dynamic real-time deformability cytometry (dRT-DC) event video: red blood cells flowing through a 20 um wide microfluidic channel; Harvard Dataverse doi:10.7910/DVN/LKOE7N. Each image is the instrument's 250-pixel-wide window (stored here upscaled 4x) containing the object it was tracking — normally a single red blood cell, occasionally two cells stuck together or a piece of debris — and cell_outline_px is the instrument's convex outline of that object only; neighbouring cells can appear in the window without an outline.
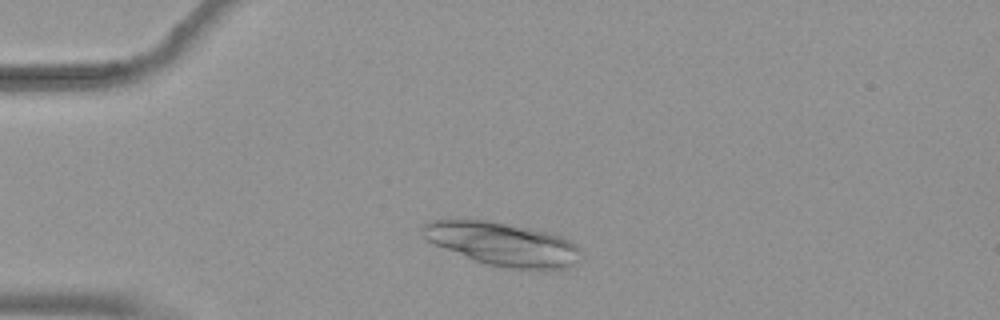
{"species": "common noctule bat (a hibernating species)", "species_latin": "Nyctalus noctula", "temperature_condition": "warm", "stored_images_in_passage": 47, "camera_frame_rate_fps": 3000, "um_per_image_px": 0.085, "animal": {"sex": "female", "body_mass_g": 19.9}, "frame": {"image": 1, "passage_image": 7, "time_ms": 2.0, "image_size_px": [1000, 320], "cell_outline_px": [[580, 260], [576, 264], [568, 268], [548, 272], [544, 272], [504, 268], [484, 264], [432, 244], [420, 232], [420, 224], [428, 220], [488, 220], [528, 228], [560, 236], [576, 244], [580, 248]], "centroid_in_image_um": [42.74, 20.79], "position_along_channel_um": 42.3, "area_um2": 40.92}}
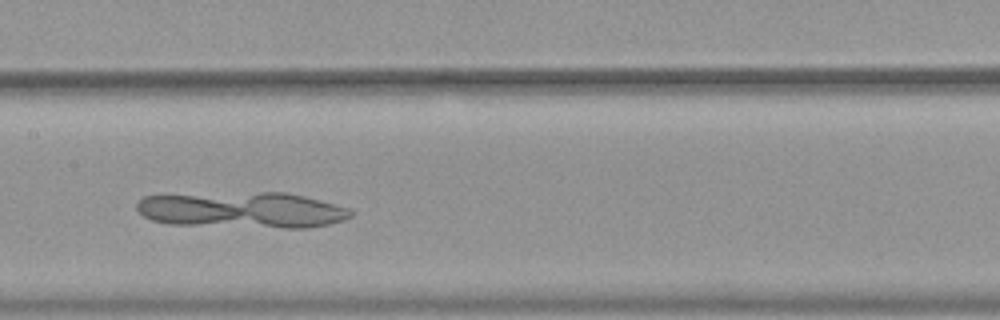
{"frame": {"image": 2, "passage_image": 21, "time_ms": 6.667, "image_size_px": [1000, 320], "cell_outline_px": [[352, 216], [344, 220], [328, 224], [308, 228], [284, 228], [168, 224], [152, 220], [144, 216], [136, 208], [136, 204], [144, 196], [260, 192], [284, 192], [304, 196], [352, 208]], "centroid_in_image_um": [20.65, 17.86], "position_along_channel_um": 186.7, "area_um2": 44.85}}
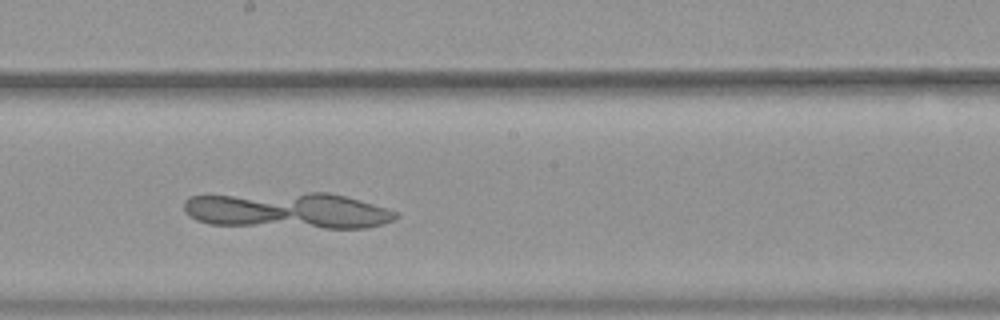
{"frame": {"image": 3, "passage_image": 24, "time_ms": 7.667, "image_size_px": [1000, 320], "cell_outline_px": [[400, 216], [396, 220], [384, 224], [368, 228], [324, 228], [208, 224], [196, 220], [188, 216], [184, 212], [184, 200], [188, 196], [308, 192], [328, 192], [344, 196], [388, 208], [400, 212]], "centroid_in_image_um": [24.5, 17.9], "position_along_channel_um": 223.7, "area_um2": 45.08}}